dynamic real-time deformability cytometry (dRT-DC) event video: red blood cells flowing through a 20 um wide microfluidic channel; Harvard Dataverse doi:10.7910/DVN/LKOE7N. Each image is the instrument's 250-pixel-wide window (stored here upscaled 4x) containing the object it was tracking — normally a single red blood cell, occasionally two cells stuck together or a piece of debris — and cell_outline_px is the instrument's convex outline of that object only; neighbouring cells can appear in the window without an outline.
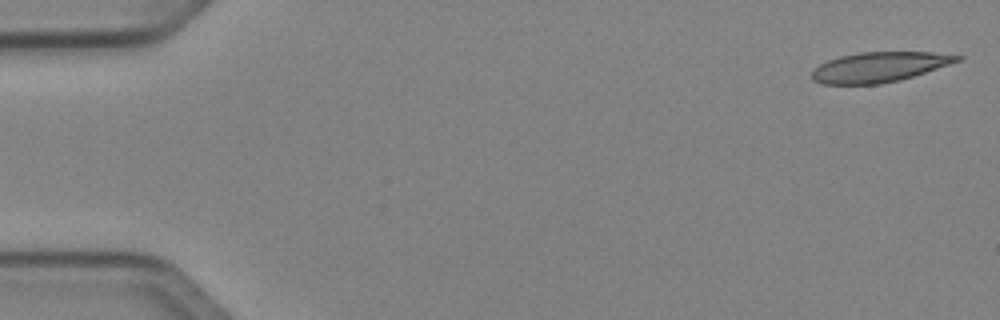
{"species": "Egyptian fruit bat (a non-hibernating species)", "species_latin": "Rousettus aegyptiacus", "temperature_condition": "cold", "stored_images_in_passage": 49, "camera_frame_rate_fps": 3000, "um_per_image_px": 0.085, "animal": {"sex": "female"}, "frame": {"image": 1, "passage_image": 1, "time_ms": 0.0, "image_size_px": [1000, 320], "cell_outline_px": [[964, 60], [900, 80], [880, 84], [820, 84], [812, 80], [812, 72], [820, 64], [828, 60], [840, 56], [860, 52], [932, 52], [964, 56]], "centroid_in_image_um": [74.77, 5.7], "position_along_channel_um": 10.2, "area_um2": 25.49}}
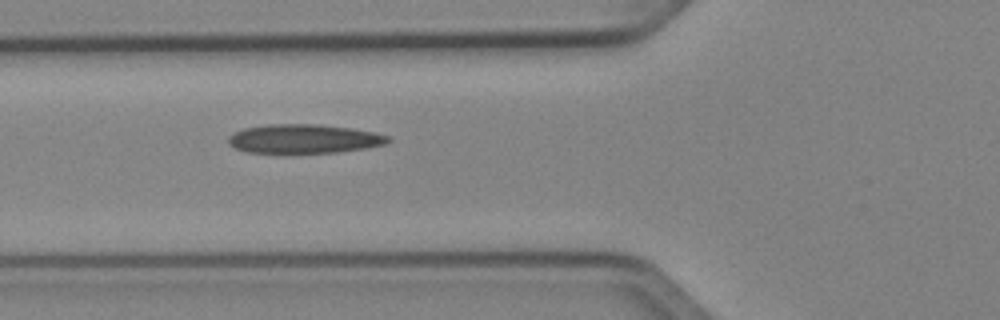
{"frame": {"image": 2, "passage_image": 18, "time_ms": 5.667, "image_size_px": [1000, 320], "cell_outline_px": [[392, 140], [384, 144], [364, 148], [336, 152], [248, 152], [236, 148], [228, 144], [228, 136], [244, 128], [268, 124], [320, 124], [352, 128], [372, 132], [388, 136]], "centroid_in_image_um": [25.82, 11.78], "position_along_channel_um": 100.0, "area_um2": 26.65}}
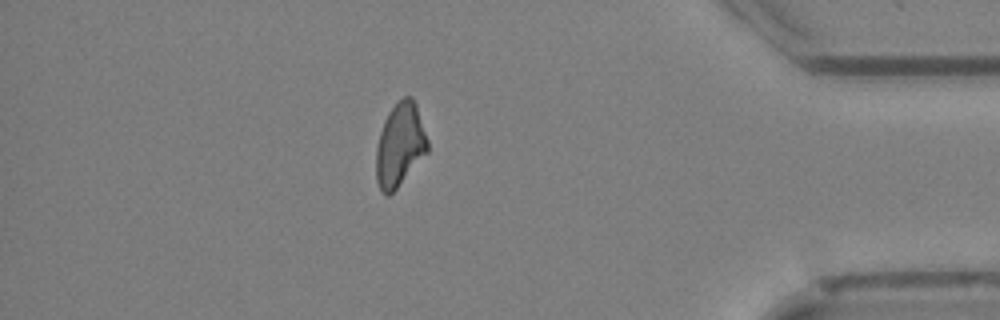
{"frame": {"image": 3, "passage_image": 43, "time_ms": 14.0, "image_size_px": [1000, 320], "cell_outline_px": [[428, 152], [396, 188], [388, 196], [384, 196], [380, 192], [376, 180], [376, 148], [380, 132], [384, 120], [388, 112], [404, 96], [412, 96], [416, 104], [428, 140]], "centroid_in_image_um": [33.98, 12.33], "position_along_channel_um": 401.2, "area_um2": 24.97}, "authors_computed_cell_mechanics": {"area_um2": 26.2412, "velocity_mm_per_s": 4.0476, "shape_relaxation_time_tau1_ms": null, "shape_relaxation_time_tau2_ms": 4.6718, "deformation_change_tau1": null, "deformation_change_tau2": 0.1515}}